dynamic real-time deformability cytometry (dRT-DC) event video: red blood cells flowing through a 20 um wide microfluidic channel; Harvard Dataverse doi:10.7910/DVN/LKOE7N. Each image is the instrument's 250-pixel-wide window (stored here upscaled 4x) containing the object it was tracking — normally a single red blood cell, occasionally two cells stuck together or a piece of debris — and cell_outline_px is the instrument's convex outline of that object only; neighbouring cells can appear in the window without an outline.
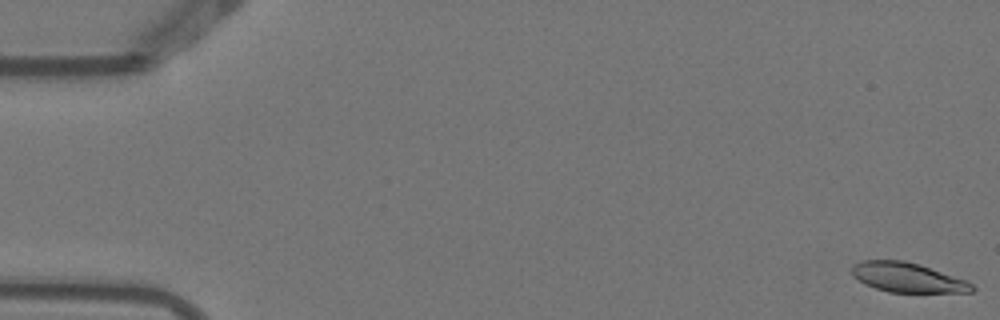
{"species": "Egyptian fruit bat (a non-hibernating species)", "species_latin": "Rousettus aegyptiacus", "temperature_condition": "warm", "stored_images_in_passage": 5, "camera_frame_rate_fps": 3000, "um_per_image_px": 0.085, "animal": {"sex": "female"}, "frame": {"image": 1, "passage_image": 1, "time_ms": 0.0, "image_size_px": [1000, 320], "cell_outline_px": [[976, 288], [972, 292], [888, 292], [876, 288], [852, 276], [852, 264], [860, 260], [904, 260], [920, 264], [968, 280]], "centroid_in_image_um": [77.17, 23.57], "position_along_channel_um": 7.8, "area_um2": 20.81}}